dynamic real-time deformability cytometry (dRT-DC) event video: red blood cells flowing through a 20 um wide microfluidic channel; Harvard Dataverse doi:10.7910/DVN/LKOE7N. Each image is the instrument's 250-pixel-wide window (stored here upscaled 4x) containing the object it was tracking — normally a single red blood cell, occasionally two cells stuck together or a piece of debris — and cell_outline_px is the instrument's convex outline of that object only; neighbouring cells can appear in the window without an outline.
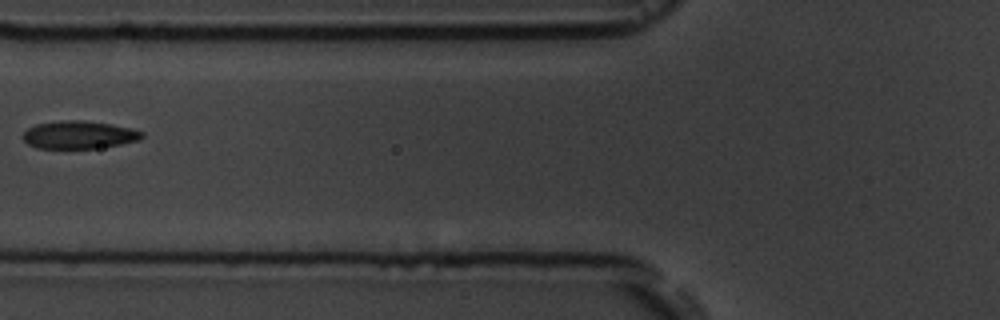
{"species": "common noctule bat (a hibernating species)", "species_latin": "Nyctalus noctula", "temperature_condition": "room temperature", "stored_images_in_passage": 7, "camera_frame_rate_fps": 3000, "um_per_image_px": 0.085, "animal": {"sex": "male", "body_mass_g": 19.5, "forearm_length_mm": 54.6}, "frame": {"image": 1, "passage_image": 6, "time_ms": 6.667, "image_size_px": [1000, 320], "cell_outline_px": [[144, 136], [140, 140], [120, 144], [96, 148], [36, 148], [28, 144], [24, 140], [24, 132], [28, 128], [36, 124], [64, 120], [84, 120], [112, 124], [144, 132]], "centroid_in_image_um": [6.72, 11.46], "position_along_channel_um": 119.1, "area_um2": 19.19}}
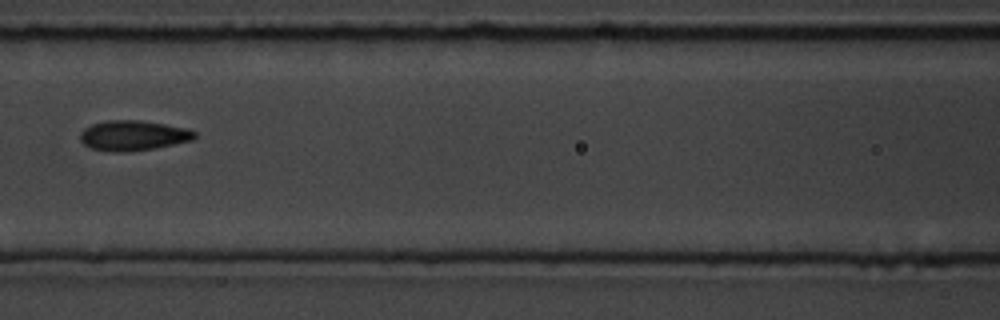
{"frame": {"image": 2, "passage_image": 7, "time_ms": 7.667, "image_size_px": [1000, 320], "cell_outline_px": [[196, 136], [192, 140], [152, 148], [120, 152], [112, 152], [92, 148], [84, 144], [80, 140], [80, 132], [84, 128], [92, 124], [108, 120], [140, 120], [188, 128], [196, 132]], "centroid_in_image_um": [11.3, 11.5], "position_along_channel_um": 155.3, "area_um2": 19.88}}